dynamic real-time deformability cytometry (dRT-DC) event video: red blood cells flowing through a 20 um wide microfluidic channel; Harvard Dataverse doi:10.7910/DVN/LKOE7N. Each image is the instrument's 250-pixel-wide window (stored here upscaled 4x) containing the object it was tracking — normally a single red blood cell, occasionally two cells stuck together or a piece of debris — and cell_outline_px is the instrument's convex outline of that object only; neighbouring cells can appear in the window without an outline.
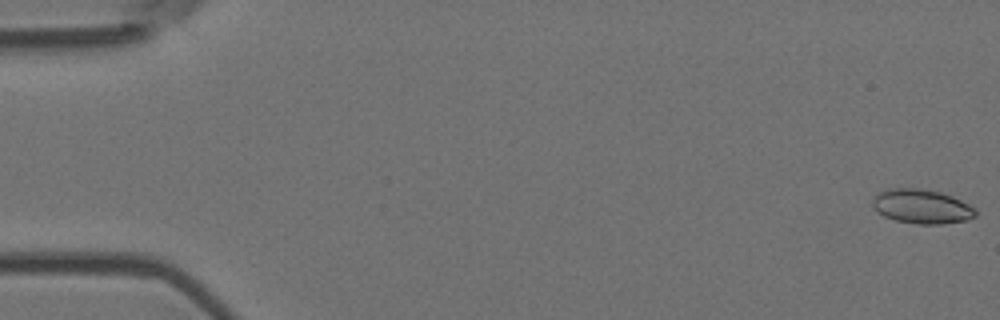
{"species": "Egyptian fruit bat (a non-hibernating species)", "species_latin": "Rousettus aegyptiacus", "temperature_condition": "room temperature", "stored_images_in_passage": 7, "camera_frame_rate_fps": 3000, "um_per_image_px": 0.085, "animal": {"sex": "female"}, "frame": {"image": 1, "passage_image": 1, "time_ms": 0.0, "image_size_px": [1000, 320], "cell_outline_px": [[976, 216], [968, 220], [944, 224], [916, 224], [896, 220], [884, 216], [876, 212], [872, 208], [872, 200], [880, 192], [888, 188], [920, 188], [940, 192], [952, 196], [976, 208]], "centroid_in_image_um": [78.34, 17.56], "position_along_channel_um": 6.7, "area_um2": 20.75}}
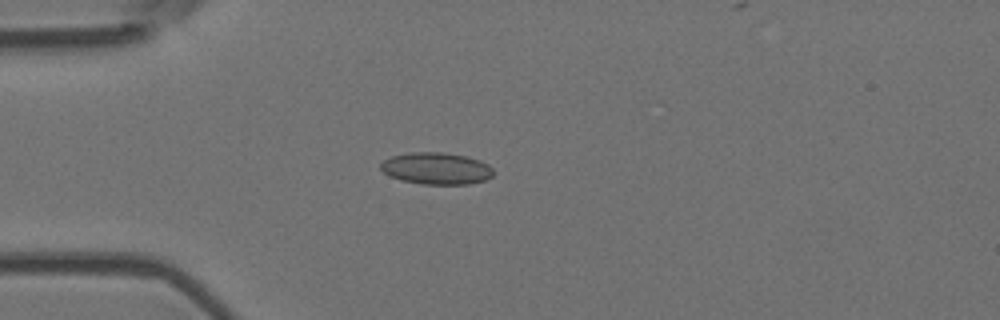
{"frame": {"image": 2, "passage_image": 5, "time_ms": 1.333, "image_size_px": [1000, 320], "cell_outline_px": [[492, 176], [484, 180], [468, 184], [424, 184], [400, 180], [388, 176], [380, 168], [380, 164], [384, 160], [392, 156], [412, 152], [444, 152], [464, 156], [480, 160], [488, 164], [492, 168]], "centroid_in_image_um": [37.07, 14.31], "position_along_channel_um": 47.9, "area_um2": 20.87}}